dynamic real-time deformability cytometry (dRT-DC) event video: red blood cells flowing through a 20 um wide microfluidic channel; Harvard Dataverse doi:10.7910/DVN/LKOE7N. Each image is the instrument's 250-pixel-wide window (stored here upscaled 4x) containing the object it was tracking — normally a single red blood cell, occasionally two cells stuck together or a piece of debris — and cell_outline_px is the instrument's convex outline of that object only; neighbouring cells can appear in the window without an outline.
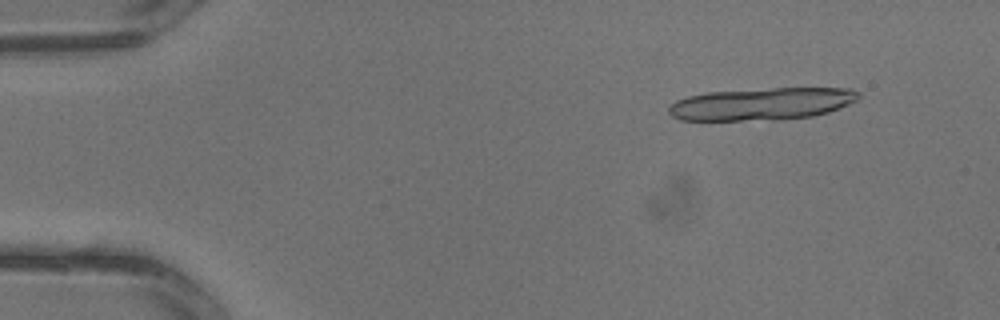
{"species": "common noctule bat (a hibernating species)", "species_latin": "Nyctalus noctula", "temperature_condition": "warm", "stored_images_in_passage": 2, "camera_frame_rate_fps": 3000, "um_per_image_px": 0.085, "animal": {"sex": "male", "body_mass_g": 13.3}, "frame": {"image": 1, "passage_image": 1, "time_ms": 0.0, "image_size_px": [1000, 320], "cell_outline_px": [[860, 96], [856, 100], [848, 104], [828, 112], [812, 116], [780, 120], [680, 120], [672, 116], [668, 112], [668, 108], [676, 100], [688, 96], [708, 92], [772, 88], [848, 88], [860, 92]], "centroid_in_image_um": [64.75, 8.83], "position_along_channel_um": 20.3, "area_um2": 35.78}}